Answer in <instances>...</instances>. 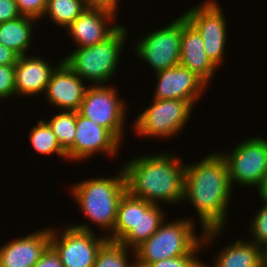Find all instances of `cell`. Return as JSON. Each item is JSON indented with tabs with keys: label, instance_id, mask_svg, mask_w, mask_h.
<instances>
[{
	"label": "cell",
	"instance_id": "6da1fadb",
	"mask_svg": "<svg viewBox=\"0 0 267 267\" xmlns=\"http://www.w3.org/2000/svg\"><path fill=\"white\" fill-rule=\"evenodd\" d=\"M233 188L220 152L208 153L193 164L186 163L183 203L187 201L195 208L202 227L200 232L225 229Z\"/></svg>",
	"mask_w": 267,
	"mask_h": 267
},
{
	"label": "cell",
	"instance_id": "7a4b0ae2",
	"mask_svg": "<svg viewBox=\"0 0 267 267\" xmlns=\"http://www.w3.org/2000/svg\"><path fill=\"white\" fill-rule=\"evenodd\" d=\"M172 153V154H171ZM170 151L150 153L131 158L122 166L127 191L151 204L183 203L186 164ZM160 202V203H159Z\"/></svg>",
	"mask_w": 267,
	"mask_h": 267
},
{
	"label": "cell",
	"instance_id": "3957f363",
	"mask_svg": "<svg viewBox=\"0 0 267 267\" xmlns=\"http://www.w3.org/2000/svg\"><path fill=\"white\" fill-rule=\"evenodd\" d=\"M110 177H90L72 185L71 196L85 219L96 224L101 231L111 234L117 217L120 199L127 191L123 168Z\"/></svg>",
	"mask_w": 267,
	"mask_h": 267
},
{
	"label": "cell",
	"instance_id": "277c9868",
	"mask_svg": "<svg viewBox=\"0 0 267 267\" xmlns=\"http://www.w3.org/2000/svg\"><path fill=\"white\" fill-rule=\"evenodd\" d=\"M128 35L129 31L125 25H120L103 42L72 50L63 58V62L90 85L111 84Z\"/></svg>",
	"mask_w": 267,
	"mask_h": 267
},
{
	"label": "cell",
	"instance_id": "5b68a950",
	"mask_svg": "<svg viewBox=\"0 0 267 267\" xmlns=\"http://www.w3.org/2000/svg\"><path fill=\"white\" fill-rule=\"evenodd\" d=\"M163 205L151 204L132 196L128 191L120 199L113 232L108 240L119 242L135 250L149 239L165 221Z\"/></svg>",
	"mask_w": 267,
	"mask_h": 267
},
{
	"label": "cell",
	"instance_id": "8992f818",
	"mask_svg": "<svg viewBox=\"0 0 267 267\" xmlns=\"http://www.w3.org/2000/svg\"><path fill=\"white\" fill-rule=\"evenodd\" d=\"M190 218L165 221L158 230L134 252L137 267L150 263L190 254L201 242L203 232L197 234L196 223Z\"/></svg>",
	"mask_w": 267,
	"mask_h": 267
},
{
	"label": "cell",
	"instance_id": "52a82bcc",
	"mask_svg": "<svg viewBox=\"0 0 267 267\" xmlns=\"http://www.w3.org/2000/svg\"><path fill=\"white\" fill-rule=\"evenodd\" d=\"M53 227H50V246L63 267H94L99 249L108 240L106 235L95 234L96 231L85 221L77 225H63L60 231Z\"/></svg>",
	"mask_w": 267,
	"mask_h": 267
},
{
	"label": "cell",
	"instance_id": "ba28073f",
	"mask_svg": "<svg viewBox=\"0 0 267 267\" xmlns=\"http://www.w3.org/2000/svg\"><path fill=\"white\" fill-rule=\"evenodd\" d=\"M149 107L143 109L131 128L140 137L166 140L177 136L186 128L193 105L179 99H152Z\"/></svg>",
	"mask_w": 267,
	"mask_h": 267
},
{
	"label": "cell",
	"instance_id": "9c48e42d",
	"mask_svg": "<svg viewBox=\"0 0 267 267\" xmlns=\"http://www.w3.org/2000/svg\"><path fill=\"white\" fill-rule=\"evenodd\" d=\"M263 138L248 137L229 152L219 150L227 163L232 187L238 184L258 190L261 186L267 174V139Z\"/></svg>",
	"mask_w": 267,
	"mask_h": 267
},
{
	"label": "cell",
	"instance_id": "30bf717a",
	"mask_svg": "<svg viewBox=\"0 0 267 267\" xmlns=\"http://www.w3.org/2000/svg\"><path fill=\"white\" fill-rule=\"evenodd\" d=\"M170 22L143 34L132 47L136 56L149 64L154 73L178 66L180 62L182 15Z\"/></svg>",
	"mask_w": 267,
	"mask_h": 267
},
{
	"label": "cell",
	"instance_id": "8fae6325",
	"mask_svg": "<svg viewBox=\"0 0 267 267\" xmlns=\"http://www.w3.org/2000/svg\"><path fill=\"white\" fill-rule=\"evenodd\" d=\"M115 85H89L84 94L79 112L107 128L121 143L126 134V101L120 98Z\"/></svg>",
	"mask_w": 267,
	"mask_h": 267
},
{
	"label": "cell",
	"instance_id": "7c38bea8",
	"mask_svg": "<svg viewBox=\"0 0 267 267\" xmlns=\"http://www.w3.org/2000/svg\"><path fill=\"white\" fill-rule=\"evenodd\" d=\"M204 1V2H203ZM201 0L191 6L183 15L200 33L205 52L210 61L219 69L225 61L227 44V19L223 8L215 0Z\"/></svg>",
	"mask_w": 267,
	"mask_h": 267
},
{
	"label": "cell",
	"instance_id": "4fadbf2b",
	"mask_svg": "<svg viewBox=\"0 0 267 267\" xmlns=\"http://www.w3.org/2000/svg\"><path fill=\"white\" fill-rule=\"evenodd\" d=\"M121 142L105 127L76 111V133L73 145L66 151L68 161H86L98 153L118 156Z\"/></svg>",
	"mask_w": 267,
	"mask_h": 267
},
{
	"label": "cell",
	"instance_id": "5bb4252c",
	"mask_svg": "<svg viewBox=\"0 0 267 267\" xmlns=\"http://www.w3.org/2000/svg\"><path fill=\"white\" fill-rule=\"evenodd\" d=\"M155 75V100L179 99L195 106L208 88L191 70L181 65L155 72Z\"/></svg>",
	"mask_w": 267,
	"mask_h": 267
},
{
	"label": "cell",
	"instance_id": "9a60e30c",
	"mask_svg": "<svg viewBox=\"0 0 267 267\" xmlns=\"http://www.w3.org/2000/svg\"><path fill=\"white\" fill-rule=\"evenodd\" d=\"M116 17L111 10L88 7L65 30L74 40L75 48L93 46L103 42L121 25L115 22Z\"/></svg>",
	"mask_w": 267,
	"mask_h": 267
},
{
	"label": "cell",
	"instance_id": "2e32d148",
	"mask_svg": "<svg viewBox=\"0 0 267 267\" xmlns=\"http://www.w3.org/2000/svg\"><path fill=\"white\" fill-rule=\"evenodd\" d=\"M83 81L62 61L52 72L44 97L59 110L79 111L88 84Z\"/></svg>",
	"mask_w": 267,
	"mask_h": 267
},
{
	"label": "cell",
	"instance_id": "e0dca14e",
	"mask_svg": "<svg viewBox=\"0 0 267 267\" xmlns=\"http://www.w3.org/2000/svg\"><path fill=\"white\" fill-rule=\"evenodd\" d=\"M49 246V226L11 239L0 246V267H33Z\"/></svg>",
	"mask_w": 267,
	"mask_h": 267
},
{
	"label": "cell",
	"instance_id": "ac0fdd59",
	"mask_svg": "<svg viewBox=\"0 0 267 267\" xmlns=\"http://www.w3.org/2000/svg\"><path fill=\"white\" fill-rule=\"evenodd\" d=\"M62 61L63 59H60L55 66H52L41 56L27 54L18 57L15 64L16 96L29 98L44 95L52 72Z\"/></svg>",
	"mask_w": 267,
	"mask_h": 267
},
{
	"label": "cell",
	"instance_id": "d6986e66",
	"mask_svg": "<svg viewBox=\"0 0 267 267\" xmlns=\"http://www.w3.org/2000/svg\"><path fill=\"white\" fill-rule=\"evenodd\" d=\"M179 65L191 70L207 86L218 68L205 52L203 39L197 29L182 14V41Z\"/></svg>",
	"mask_w": 267,
	"mask_h": 267
},
{
	"label": "cell",
	"instance_id": "ffe728a7",
	"mask_svg": "<svg viewBox=\"0 0 267 267\" xmlns=\"http://www.w3.org/2000/svg\"><path fill=\"white\" fill-rule=\"evenodd\" d=\"M212 267H263L262 247L245 239H237L218 250ZM205 267H210L205 264Z\"/></svg>",
	"mask_w": 267,
	"mask_h": 267
},
{
	"label": "cell",
	"instance_id": "44dd1931",
	"mask_svg": "<svg viewBox=\"0 0 267 267\" xmlns=\"http://www.w3.org/2000/svg\"><path fill=\"white\" fill-rule=\"evenodd\" d=\"M38 19L20 16L0 23V44L14 51L19 57L27 55Z\"/></svg>",
	"mask_w": 267,
	"mask_h": 267
},
{
	"label": "cell",
	"instance_id": "7402d4cb",
	"mask_svg": "<svg viewBox=\"0 0 267 267\" xmlns=\"http://www.w3.org/2000/svg\"><path fill=\"white\" fill-rule=\"evenodd\" d=\"M89 7L87 0H47L43 17L61 29H66L78 16Z\"/></svg>",
	"mask_w": 267,
	"mask_h": 267
},
{
	"label": "cell",
	"instance_id": "603a6c76",
	"mask_svg": "<svg viewBox=\"0 0 267 267\" xmlns=\"http://www.w3.org/2000/svg\"><path fill=\"white\" fill-rule=\"evenodd\" d=\"M37 122V125L35 124L29 132L30 146L40 155L52 156L56 154V156L68 161L66 151L61 147L46 120L39 119Z\"/></svg>",
	"mask_w": 267,
	"mask_h": 267
},
{
	"label": "cell",
	"instance_id": "cb8c5ba5",
	"mask_svg": "<svg viewBox=\"0 0 267 267\" xmlns=\"http://www.w3.org/2000/svg\"><path fill=\"white\" fill-rule=\"evenodd\" d=\"M94 267H137L135 252L119 242L107 240L97 253Z\"/></svg>",
	"mask_w": 267,
	"mask_h": 267
},
{
	"label": "cell",
	"instance_id": "d4e9b609",
	"mask_svg": "<svg viewBox=\"0 0 267 267\" xmlns=\"http://www.w3.org/2000/svg\"><path fill=\"white\" fill-rule=\"evenodd\" d=\"M225 229H210L203 231L202 242L188 255H181L169 259H164L148 264L146 267H205V262L201 261L199 253L202 247H208L221 236ZM217 238V239H216Z\"/></svg>",
	"mask_w": 267,
	"mask_h": 267
},
{
	"label": "cell",
	"instance_id": "484cf974",
	"mask_svg": "<svg viewBox=\"0 0 267 267\" xmlns=\"http://www.w3.org/2000/svg\"><path fill=\"white\" fill-rule=\"evenodd\" d=\"M61 147L67 151L74 143L76 133V111L60 110L46 121Z\"/></svg>",
	"mask_w": 267,
	"mask_h": 267
},
{
	"label": "cell",
	"instance_id": "4316f807",
	"mask_svg": "<svg viewBox=\"0 0 267 267\" xmlns=\"http://www.w3.org/2000/svg\"><path fill=\"white\" fill-rule=\"evenodd\" d=\"M262 205L253 215L249 227V241L263 247L267 244V200H260Z\"/></svg>",
	"mask_w": 267,
	"mask_h": 267
},
{
	"label": "cell",
	"instance_id": "83f0119b",
	"mask_svg": "<svg viewBox=\"0 0 267 267\" xmlns=\"http://www.w3.org/2000/svg\"><path fill=\"white\" fill-rule=\"evenodd\" d=\"M16 97L15 66L0 65V102Z\"/></svg>",
	"mask_w": 267,
	"mask_h": 267
},
{
	"label": "cell",
	"instance_id": "f1b7e54d",
	"mask_svg": "<svg viewBox=\"0 0 267 267\" xmlns=\"http://www.w3.org/2000/svg\"><path fill=\"white\" fill-rule=\"evenodd\" d=\"M17 8L22 16L42 20L46 10L47 0H16Z\"/></svg>",
	"mask_w": 267,
	"mask_h": 267
},
{
	"label": "cell",
	"instance_id": "f546056e",
	"mask_svg": "<svg viewBox=\"0 0 267 267\" xmlns=\"http://www.w3.org/2000/svg\"><path fill=\"white\" fill-rule=\"evenodd\" d=\"M20 16L16 0H0V23Z\"/></svg>",
	"mask_w": 267,
	"mask_h": 267
},
{
	"label": "cell",
	"instance_id": "4dcf8cb0",
	"mask_svg": "<svg viewBox=\"0 0 267 267\" xmlns=\"http://www.w3.org/2000/svg\"><path fill=\"white\" fill-rule=\"evenodd\" d=\"M33 267H63L55 250L49 246Z\"/></svg>",
	"mask_w": 267,
	"mask_h": 267
},
{
	"label": "cell",
	"instance_id": "1f68e13d",
	"mask_svg": "<svg viewBox=\"0 0 267 267\" xmlns=\"http://www.w3.org/2000/svg\"><path fill=\"white\" fill-rule=\"evenodd\" d=\"M18 57L14 51L0 44V65L15 66Z\"/></svg>",
	"mask_w": 267,
	"mask_h": 267
},
{
	"label": "cell",
	"instance_id": "d6a6232c",
	"mask_svg": "<svg viewBox=\"0 0 267 267\" xmlns=\"http://www.w3.org/2000/svg\"><path fill=\"white\" fill-rule=\"evenodd\" d=\"M120 0H87L89 7L105 8L117 14Z\"/></svg>",
	"mask_w": 267,
	"mask_h": 267
},
{
	"label": "cell",
	"instance_id": "836d02e7",
	"mask_svg": "<svg viewBox=\"0 0 267 267\" xmlns=\"http://www.w3.org/2000/svg\"><path fill=\"white\" fill-rule=\"evenodd\" d=\"M259 199L267 200V174L264 177V180L261 186L257 190Z\"/></svg>",
	"mask_w": 267,
	"mask_h": 267
},
{
	"label": "cell",
	"instance_id": "e575fe53",
	"mask_svg": "<svg viewBox=\"0 0 267 267\" xmlns=\"http://www.w3.org/2000/svg\"><path fill=\"white\" fill-rule=\"evenodd\" d=\"M263 267H267V244L262 247Z\"/></svg>",
	"mask_w": 267,
	"mask_h": 267
}]
</instances>
